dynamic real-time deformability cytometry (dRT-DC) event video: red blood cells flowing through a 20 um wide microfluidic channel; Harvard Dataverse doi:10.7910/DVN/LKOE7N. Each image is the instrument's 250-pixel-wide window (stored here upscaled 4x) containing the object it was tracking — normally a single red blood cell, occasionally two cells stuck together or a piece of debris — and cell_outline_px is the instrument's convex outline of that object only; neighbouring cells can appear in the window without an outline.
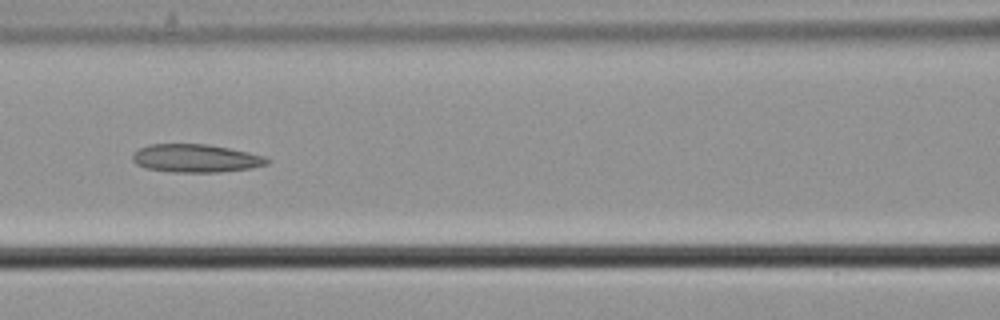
{"species": "common noctule bat (a hibernating species)", "species_latin": "Nyctalus noctula", "temperature_condition": "cold", "stored_images_in_passage": 8, "camera_frame_rate_fps": 3000, "um_per_image_px": 0.085, "animal": {"sex": "male", "body_mass_g": 21.5, "forearm_length_mm": 52.0}, "frame": {"image": 1, "passage_image": 6, "time_ms": 1.667, "image_size_px": [1000, 320], "cell_outline_px": [[272, 160], [268, 164], [252, 168], [220, 172], [172, 172], [144, 168], [136, 164], [132, 160], [132, 156], [140, 148], [148, 144], [208, 144], [248, 152], [264, 156]], "centroid_in_image_um": [16.65, 13.46], "position_along_channel_um": 149.9, "area_um2": 22.14}}
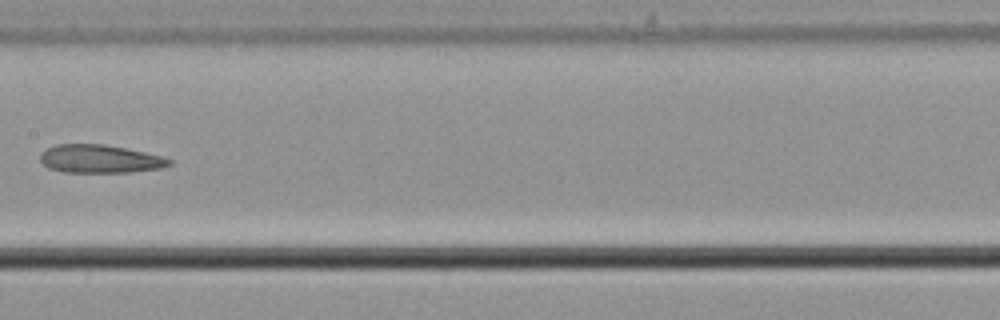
{"frame": {"image": 2, "passage_image": 7, "time_ms": 2.0, "image_size_px": [1000, 320], "cell_outline_px": [[172, 164], [160, 168], [128, 172], [64, 172], [48, 168], [40, 160], [40, 152], [56, 144], [104, 144], [144, 152], [160, 156], [172, 160]], "centroid_in_image_um": [8.45, 13.5], "position_along_channel_um": 198.9, "area_um2": 21.04}}
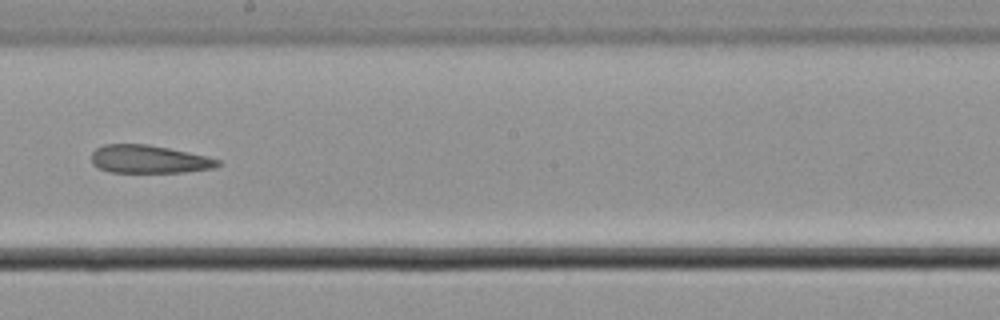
{"frame": {"image": 3, "passage_image": 8, "time_ms": 2.333, "image_size_px": [1000, 320], "cell_outline_px": [[220, 164], [216, 168], [184, 172], [108, 172], [92, 164], [92, 152], [96, 148], [104, 144], [148, 144], [208, 156], [220, 160]], "centroid_in_image_um": [12.67, 13.53], "position_along_channel_um": 235.5, "area_um2": 20.69}}